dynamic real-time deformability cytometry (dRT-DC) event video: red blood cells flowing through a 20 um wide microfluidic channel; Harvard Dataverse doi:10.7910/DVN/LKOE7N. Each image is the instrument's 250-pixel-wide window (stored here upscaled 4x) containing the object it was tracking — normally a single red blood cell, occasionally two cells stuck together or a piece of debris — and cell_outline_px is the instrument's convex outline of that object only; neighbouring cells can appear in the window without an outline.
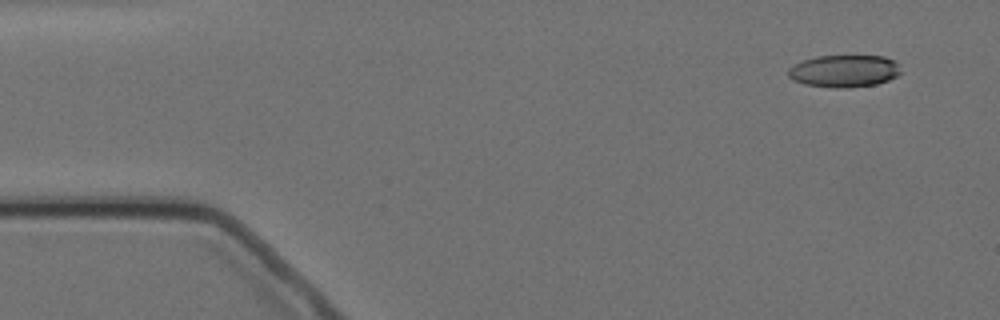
{"species": "Egyptian fruit bat (a non-hibernating species)", "species_latin": "Rousettus aegyptiacus", "temperature_condition": "cold", "stored_images_in_passage": 4, "camera_frame_rate_fps": 3000, "um_per_image_px": 0.085, "animal": {"sex": "female"}, "frame": {"image": 1, "passage_image": 1, "time_ms": 0.0, "image_size_px": [1000, 320], "cell_outline_px": [[900, 72], [896, 76], [888, 80], [876, 84], [844, 88], [836, 88], [804, 84], [792, 80], [788, 76], [788, 68], [804, 60], [816, 56], [884, 56], [892, 60], [896, 64]], "centroid_in_image_um": [71.71, 6.04], "position_along_channel_um": 13.3, "area_um2": 20.92}}